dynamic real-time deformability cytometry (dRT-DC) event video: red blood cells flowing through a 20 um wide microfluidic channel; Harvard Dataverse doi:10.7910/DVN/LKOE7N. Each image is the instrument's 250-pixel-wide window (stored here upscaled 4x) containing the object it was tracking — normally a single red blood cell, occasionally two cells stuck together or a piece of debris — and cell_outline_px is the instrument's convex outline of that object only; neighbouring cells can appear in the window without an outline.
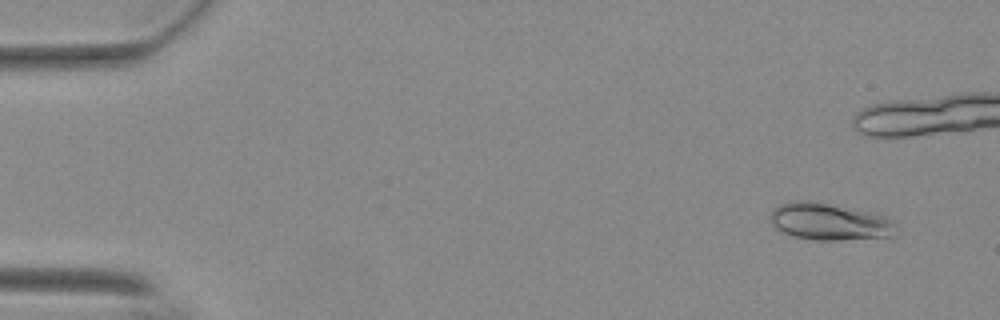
{"species": "Egyptian fruit bat (a non-hibernating species)", "species_latin": "Rousettus aegyptiacus", "temperature_condition": "warm", "stored_images_in_passage": 44, "camera_frame_rate_fps": 3000, "um_per_image_px": 0.085, "animal": {"sex": "female"}, "frame": {"image": 1, "passage_image": 4, "time_ms": 1.0, "image_size_px": [1000, 320], "cell_outline_px": [[896, 236], [840, 240], [816, 240], [792, 236], [776, 228], [772, 224], [768, 216], [772, 208], [780, 204], [796, 200], [808, 200], [876, 212], [892, 220], [896, 228]], "centroid_in_image_um": [70.5, 18.83], "position_along_channel_um": 14.5, "area_um2": 27.51}}
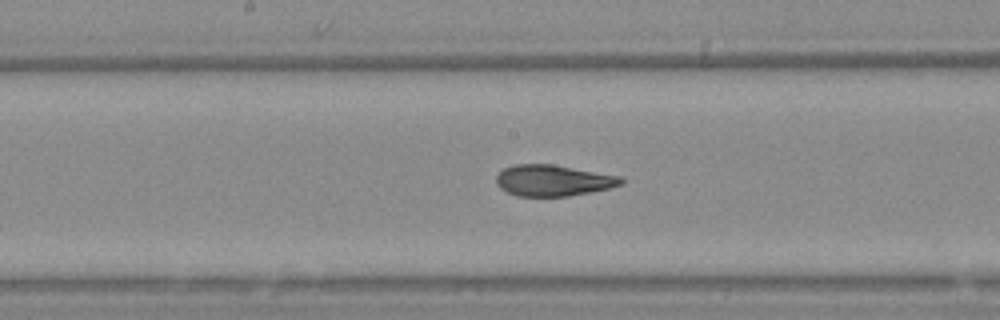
{"frame": {"image": 2, "passage_image": 29, "time_ms": 9.333, "image_size_px": [1000, 320], "cell_outline_px": [[624, 184], [608, 188], [568, 196], [516, 196], [500, 188], [496, 184], [496, 176], [504, 168], [516, 164], [552, 164], [620, 176], [624, 180]], "centroid_in_image_um": [47.0, 15.34], "position_along_channel_um": 201.2, "area_um2": 22.54}}
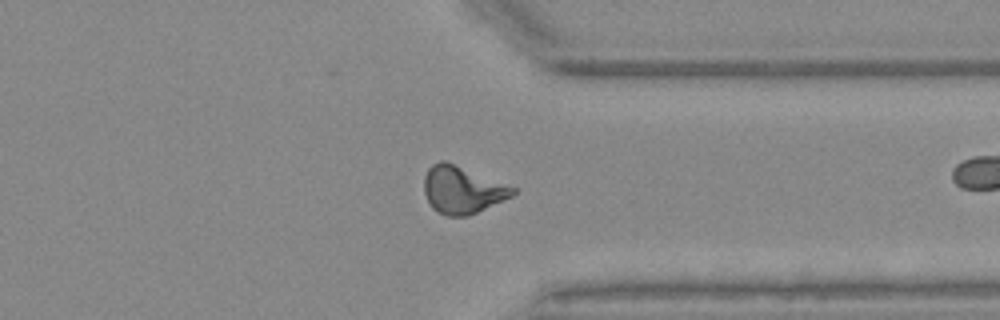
{"frame": {"image": 3, "passage_image": 43, "time_ms": 14.0, "image_size_px": [1000, 320], "cell_outline_px": [[516, 192], [512, 196], [468, 216], [448, 216], [432, 208], [424, 192], [424, 176], [428, 168], [432, 164], [440, 160], [444, 160], [516, 188]], "centroid_in_image_um": [39.27, 16.13], "position_along_channel_um": 372.1, "area_um2": 24.1}}